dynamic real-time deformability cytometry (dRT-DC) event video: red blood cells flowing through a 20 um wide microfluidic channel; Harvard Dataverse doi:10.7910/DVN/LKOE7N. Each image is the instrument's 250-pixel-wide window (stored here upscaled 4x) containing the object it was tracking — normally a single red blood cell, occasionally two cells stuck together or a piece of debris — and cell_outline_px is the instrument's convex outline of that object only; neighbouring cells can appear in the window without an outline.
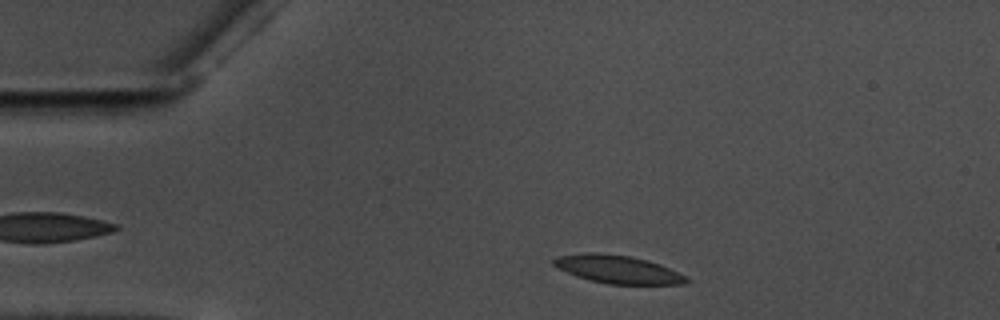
{"species": "common noctule bat (a hibernating species)", "species_latin": "Nyctalus noctula", "temperature_condition": "warm", "stored_images_in_passage": 40, "camera_frame_rate_fps": 3000, "um_per_image_px": 0.085, "animal": {"sex": "male", "body_mass_g": 17.5, "forearm_length_mm": 52.3}, "frame": {"image": 1, "passage_image": 4, "time_ms": 1.0, "image_size_px": [1000, 320], "cell_outline_px": [[688, 280], [684, 284], [608, 284], [588, 280], [576, 276], [552, 264], [552, 260], [556, 256], [580, 252], [600, 252], [632, 256], [648, 260], [660, 264], [684, 276]], "centroid_in_image_um": [52.44, 22.87], "position_along_channel_um": 32.6, "area_um2": 21.73}}
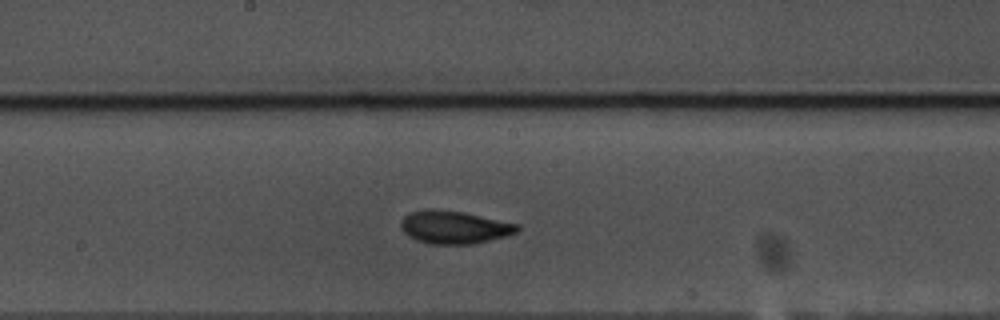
{"frame": {"image": 2, "passage_image": 23, "time_ms": 7.333, "image_size_px": [1000, 320], "cell_outline_px": [[520, 228], [516, 232], [504, 236], [472, 244], [432, 244], [416, 240], [408, 236], [404, 232], [400, 224], [404, 216], [408, 212], [432, 208], [464, 212], [520, 224]], "centroid_in_image_um": [38.59, 19.3], "position_along_channel_um": 209.6, "area_um2": 22.31}}
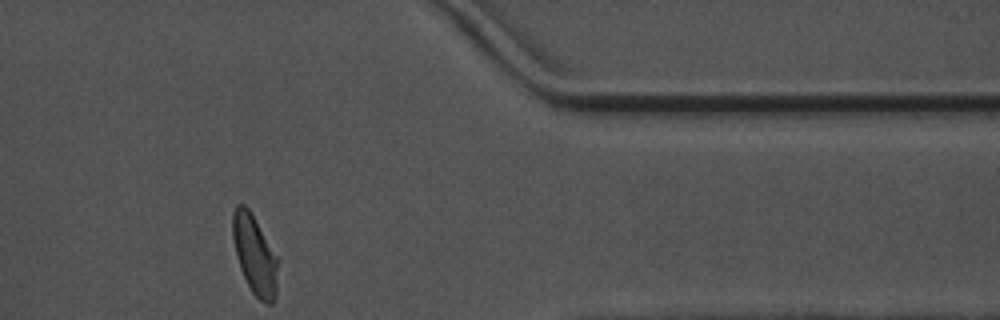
{"frame": {"image": 3, "passage_image": 40, "time_ms": 13.0, "image_size_px": [1000, 320], "cell_outline_px": [[280, 260], [276, 296], [272, 304], [264, 304], [252, 292], [240, 268], [236, 256], [232, 236], [232, 212], [236, 204], [244, 204], [248, 208]], "centroid_in_image_um": [21.67, 21.68], "position_along_channel_um": 389.7, "area_um2": 21.21}, "authors_computed_cell_mechanics": {"area_um2": 21.5305, "velocity_mm_per_s": 3.5511, "shape_relaxation_time_tau1_ms": 4.2366, "shape_relaxation_time_tau2_ms": 1.1173, "deformation_change_tau1": 0.1378, "deformation_change_tau2": 0.0602}}